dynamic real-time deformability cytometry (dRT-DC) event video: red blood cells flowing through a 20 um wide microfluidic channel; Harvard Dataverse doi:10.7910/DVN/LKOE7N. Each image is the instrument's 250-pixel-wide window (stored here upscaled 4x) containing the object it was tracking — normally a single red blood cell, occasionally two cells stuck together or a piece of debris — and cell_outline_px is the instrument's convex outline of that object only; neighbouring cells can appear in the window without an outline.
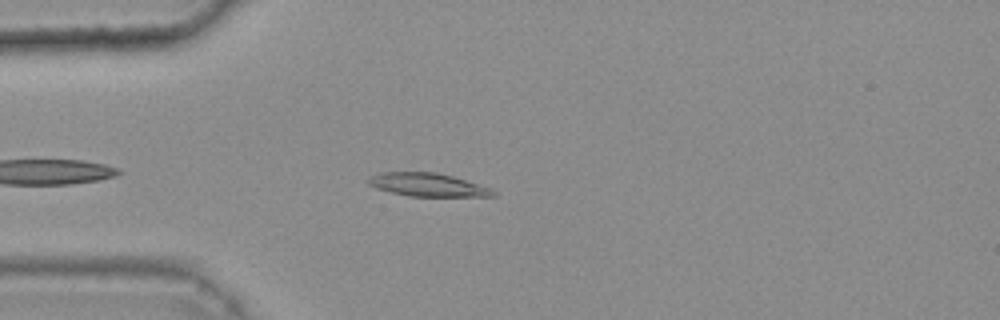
{"species": "common noctule bat (a hibernating species)", "species_latin": "Nyctalus noctula", "temperature_condition": "warm", "stored_images_in_passage": 31, "camera_frame_rate_fps": 3000, "um_per_image_px": 0.085, "animal": {"sex": "female", "body_mass_g": 25.1}, "frame": {"image": 1, "passage_image": 3, "time_ms": 0.667, "image_size_px": [1000, 320], "cell_outline_px": [[496, 196], [408, 196], [388, 192], [376, 188], [368, 184], [364, 180], [368, 176], [380, 172], [436, 172], [452, 176], [492, 188], [496, 192]], "centroid_in_image_um": [36.28, 15.7], "position_along_channel_um": 48.7, "area_um2": 17.11}}
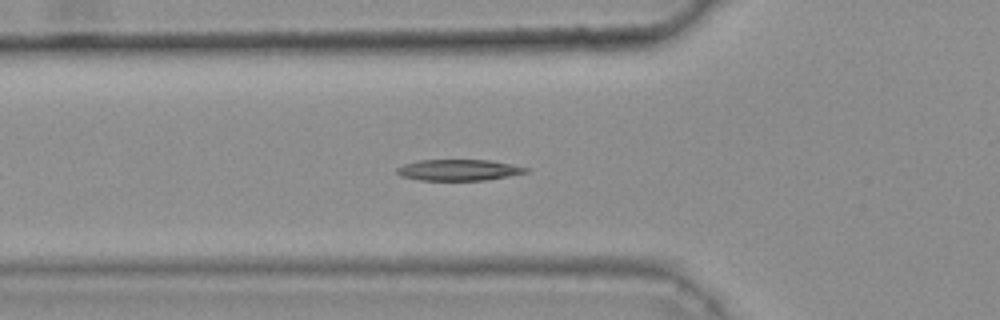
{"frame": {"image": 2, "passage_image": 7, "time_ms": 2.0, "image_size_px": [1000, 320], "cell_outline_px": [[528, 172], [488, 180], [420, 180], [400, 176], [396, 172], [396, 168], [404, 164], [420, 160], [488, 160], [528, 168]], "centroid_in_image_um": [38.94, 14.45], "position_along_channel_um": 86.9, "area_um2": 15.72}}
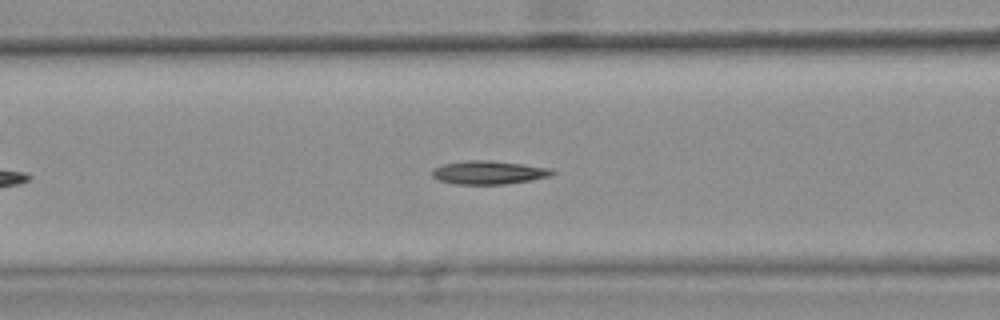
{"frame": {"image": 3, "passage_image": 10, "time_ms": 3.0, "image_size_px": [1000, 320], "cell_outline_px": [[556, 172], [552, 176], [532, 180], [504, 184], [456, 184], [440, 180], [432, 176], [432, 168], [444, 164], [468, 160], [492, 160], [524, 164], [552, 168]], "centroid_in_image_um": [41.59, 14.65], "position_along_channel_um": 125.0, "area_um2": 16.53}}